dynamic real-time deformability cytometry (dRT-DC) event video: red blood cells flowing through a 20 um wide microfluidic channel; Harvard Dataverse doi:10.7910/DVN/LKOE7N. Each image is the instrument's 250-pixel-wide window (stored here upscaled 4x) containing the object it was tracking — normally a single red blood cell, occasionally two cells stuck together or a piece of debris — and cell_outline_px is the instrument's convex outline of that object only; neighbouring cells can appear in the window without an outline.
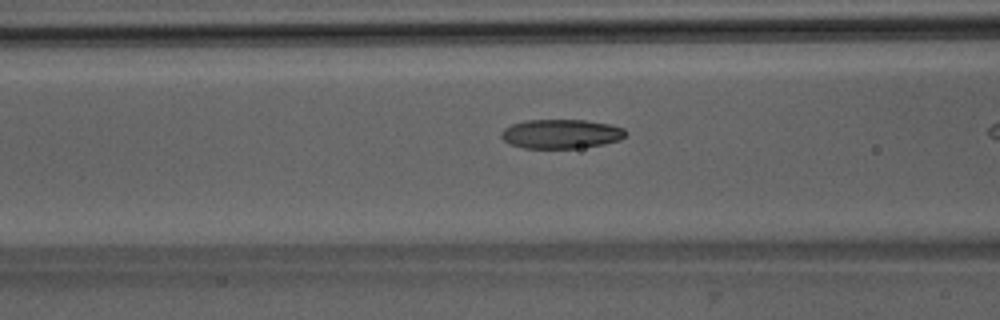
{"species": "Egyptian fruit bat (a non-hibernating species)", "species_latin": "Rousettus aegyptiacus", "temperature_condition": "room temperature", "stored_images_in_passage": 15, "camera_frame_rate_fps": 3000, "um_per_image_px": 0.085, "animal": {"sex": "male"}, "frame": {"image": 1, "passage_image": 13, "time_ms": 4.0, "image_size_px": [1000, 320], "cell_outline_px": [[628, 132], [620, 140], [604, 144], [576, 148], [524, 148], [508, 144], [500, 136], [500, 132], [504, 128], [512, 124], [524, 120], [584, 120], [608, 124], [624, 128]], "centroid_in_image_um": [47.66, 11.38], "position_along_channel_um": 118.9, "area_um2": 21.27}}